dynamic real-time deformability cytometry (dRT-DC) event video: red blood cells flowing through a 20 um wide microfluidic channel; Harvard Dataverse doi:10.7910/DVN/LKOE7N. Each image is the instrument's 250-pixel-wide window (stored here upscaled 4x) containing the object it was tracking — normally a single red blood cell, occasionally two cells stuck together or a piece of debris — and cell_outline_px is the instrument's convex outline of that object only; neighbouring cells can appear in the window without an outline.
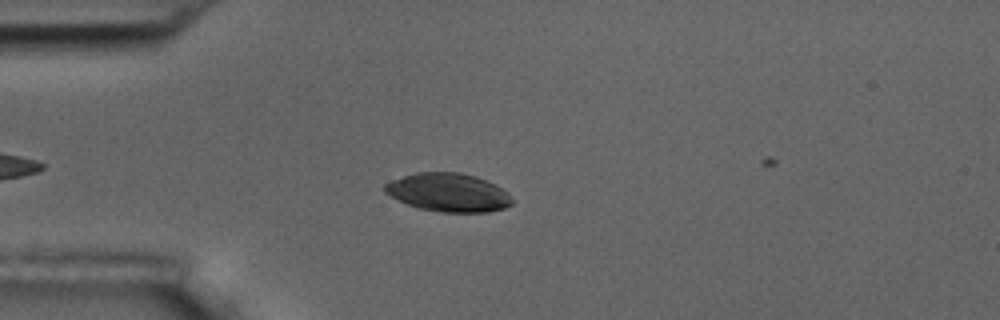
{"species": "common noctule bat (a hibernating species)", "species_latin": "Nyctalus noctula", "temperature_condition": "room temperature", "stored_images_in_passage": 6, "camera_frame_rate_fps": 3000, "um_per_image_px": 0.085, "animal": {"sex": "male", "body_mass_g": 17.5, "forearm_length_mm": 52.3}, "frame": {"image": 1, "passage_image": 5, "time_ms": 4.667, "image_size_px": [1000, 320], "cell_outline_px": [[512, 204], [504, 208], [488, 212], [440, 212], [420, 208], [408, 204], [384, 192], [384, 184], [392, 180], [416, 172], [460, 172], [476, 176], [496, 184], [508, 192], [512, 200]], "centroid_in_image_um": [38.14, 16.35], "position_along_channel_um": 46.9, "area_um2": 28.44}}